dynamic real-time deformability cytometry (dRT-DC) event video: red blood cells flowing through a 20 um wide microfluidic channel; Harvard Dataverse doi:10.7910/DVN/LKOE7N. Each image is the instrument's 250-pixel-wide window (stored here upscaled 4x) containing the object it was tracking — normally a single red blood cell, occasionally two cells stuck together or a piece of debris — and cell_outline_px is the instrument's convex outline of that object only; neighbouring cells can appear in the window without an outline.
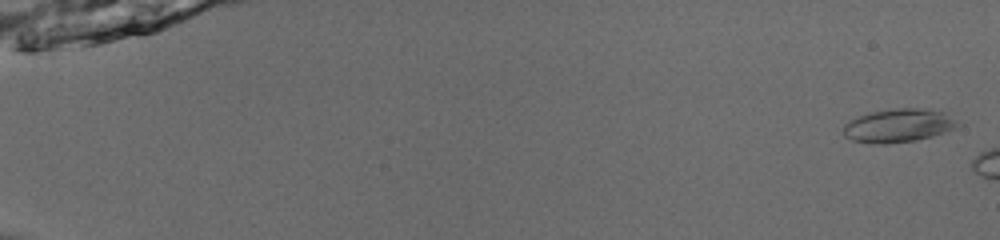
{"species": "common noctule bat (a hibernating species)", "species_latin": "Nyctalus noctula", "temperature_condition": "room temperature", "stored_images_in_passage": 7, "camera_frame_rate_fps": 3000, "um_per_image_px": 0.085, "animal": {"sex": "male", "body_mass_g": 13.0, "forearm_length_mm": 53.1}, "frame": {"image": 1, "passage_image": 2, "time_ms": 0.333, "image_size_px": [1000, 240], "cell_outline_px": [[964, 124], [956, 128], [932, 136], [916, 140], [884, 144], [876, 144], [852, 140], [844, 136], [844, 124], [848, 120], [872, 112], [896, 108], [920, 108], [948, 112]], "centroid_in_image_um": [76.44, 10.66], "position_along_channel_um": 8.6, "area_um2": 22.54}}